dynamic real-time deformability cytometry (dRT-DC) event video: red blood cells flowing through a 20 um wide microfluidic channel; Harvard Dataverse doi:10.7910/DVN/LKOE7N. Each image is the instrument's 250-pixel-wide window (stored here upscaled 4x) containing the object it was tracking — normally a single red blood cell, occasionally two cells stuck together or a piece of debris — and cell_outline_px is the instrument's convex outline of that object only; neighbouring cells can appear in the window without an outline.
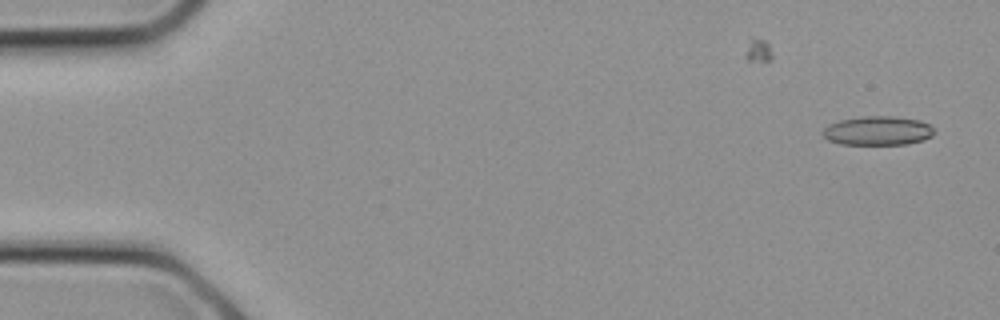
{"species": "common noctule bat (a hibernating species)", "species_latin": "Nyctalus noctula", "temperature_condition": "cold", "stored_images_in_passage": 2, "camera_frame_rate_fps": 3000, "um_per_image_px": 0.085, "animal": {"sex": "female", "body_mass_g": 21.9}, "frame": {"image": 1, "passage_image": 2, "time_ms": 0.333, "image_size_px": [1000, 320], "cell_outline_px": [[936, 132], [932, 136], [924, 140], [908, 144], [840, 144], [828, 140], [820, 132], [828, 124], [840, 120], [860, 116], [892, 116], [920, 120], [928, 124]], "centroid_in_image_um": [74.6, 11.11], "position_along_channel_um": 10.4, "area_um2": 19.02}}